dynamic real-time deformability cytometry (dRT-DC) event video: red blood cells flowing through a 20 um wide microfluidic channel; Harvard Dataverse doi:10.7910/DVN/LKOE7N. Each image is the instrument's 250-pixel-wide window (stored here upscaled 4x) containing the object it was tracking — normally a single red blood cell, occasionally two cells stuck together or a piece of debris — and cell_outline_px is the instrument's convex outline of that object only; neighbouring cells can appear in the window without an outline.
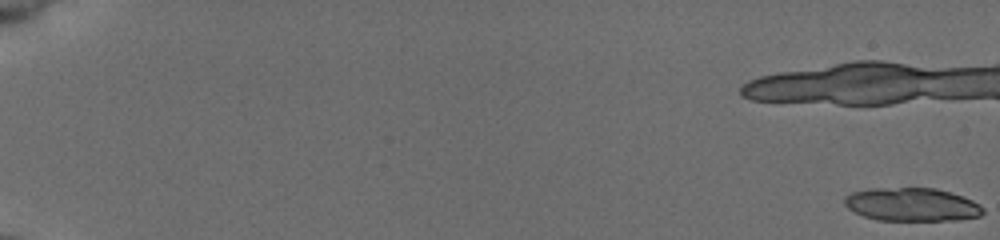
{"species": "common noctule bat (a hibernating species)", "species_latin": "Nyctalus noctula", "temperature_condition": "cold", "stored_images_in_passage": 29, "camera_frame_rate_fps": 3000, "um_per_image_px": 0.085, "animal": {"sex": "female", "body_mass_g": 19.5, "forearm_length_mm": 54.1}, "frame": {"image": 1, "passage_image": 1, "time_ms": 0.0, "image_size_px": [1000, 240], "cell_outline_px": [[984, 212], [980, 216], [960, 220], [876, 220], [864, 216], [848, 208], [844, 204], [844, 196], [852, 192], [868, 188], [936, 188], [972, 200], [980, 204], [984, 208]], "centroid_in_image_um": [77.5, 17.38], "position_along_channel_um": 7.5, "area_um2": 26.93}}
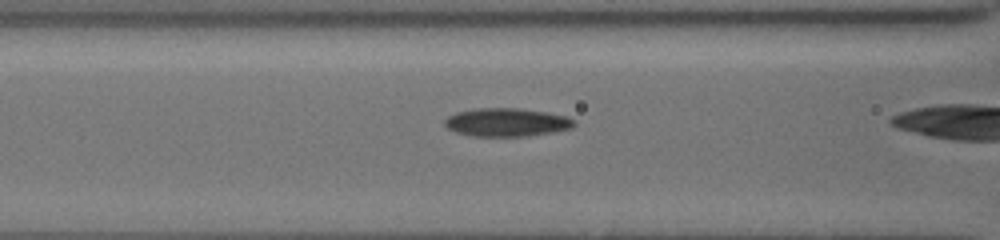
{"frame": {"image": 2, "passage_image": 21, "time_ms": 6.667, "image_size_px": [1000, 240], "cell_outline_px": [[576, 124], [572, 128], [552, 132], [528, 136], [472, 136], [456, 132], [448, 128], [444, 124], [444, 120], [448, 116], [456, 112], [476, 108], [520, 108], [548, 112], [568, 116], [576, 120]], "centroid_in_image_um": [43.1, 10.39], "position_along_channel_um": 123.5, "area_um2": 21.56}}
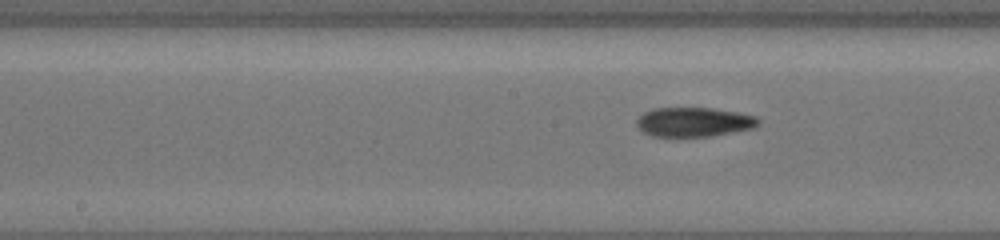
{"frame": {"image": 3, "passage_image": 26, "time_ms": 8.333, "image_size_px": [1000, 240], "cell_outline_px": [[760, 124], [756, 128], [708, 136], [652, 136], [644, 132], [636, 124], [636, 120], [644, 112], [652, 108], [712, 108], [736, 112], [756, 116], [760, 120]], "centroid_in_image_um": [59.0, 10.36], "position_along_channel_um": 189.2, "area_um2": 20.75}}